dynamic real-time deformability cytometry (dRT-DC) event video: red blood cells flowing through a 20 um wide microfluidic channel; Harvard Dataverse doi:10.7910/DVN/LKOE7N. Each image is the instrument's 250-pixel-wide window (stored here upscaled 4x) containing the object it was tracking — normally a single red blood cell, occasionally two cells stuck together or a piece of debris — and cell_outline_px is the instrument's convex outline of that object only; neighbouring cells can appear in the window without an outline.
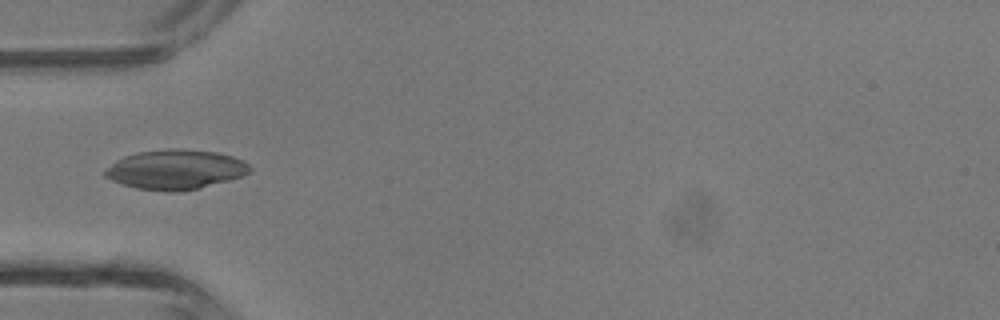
{"species": "common noctule bat (a hibernating species)", "species_latin": "Nyctalus noctula", "temperature_condition": "room temperature", "stored_images_in_passage": 4, "camera_frame_rate_fps": 3000, "um_per_image_px": 0.085, "animal": {"sex": "male", "body_mass_g": 13.3}, "frame": {"image": 1, "passage_image": 4, "time_ms": 4.333, "image_size_px": [1000, 320], "cell_outline_px": [[252, 168], [244, 176], [196, 188], [176, 192], [164, 192], [136, 188], [112, 180], [104, 176], [100, 172], [104, 168], [116, 160], [124, 156], [140, 152], [164, 148], [180, 148], [216, 152], [232, 156], [244, 160]], "centroid_in_image_um": [14.88, 14.4], "position_along_channel_um": 70.1, "area_um2": 33.64}}